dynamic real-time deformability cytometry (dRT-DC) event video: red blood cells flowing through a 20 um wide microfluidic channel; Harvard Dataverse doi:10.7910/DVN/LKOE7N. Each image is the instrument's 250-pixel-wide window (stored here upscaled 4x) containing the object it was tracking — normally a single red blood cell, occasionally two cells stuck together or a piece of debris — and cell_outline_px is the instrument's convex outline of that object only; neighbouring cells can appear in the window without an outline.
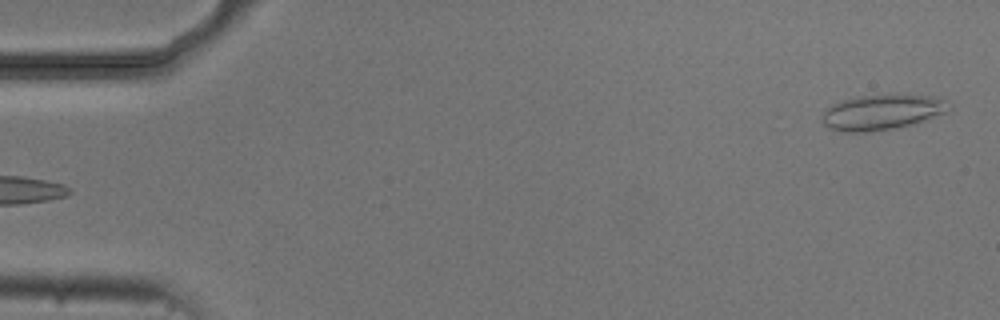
{"species": "common noctule bat (a hibernating species)", "species_latin": "Nyctalus noctula", "temperature_condition": "cold", "stored_images_in_passage": 6, "segment_of_instrument_passage": [2, 2], "camera_frame_rate_fps": 3000, "um_per_image_px": 0.085, "animal": {"sex": "male", "body_mass_g": 20.5, "forearm_length_mm": 52.5}, "frame": {"image": 1, "passage_image": 6, "time_ms": 6.0, "image_size_px": [1000, 320], "cell_outline_px": [[952, 108], [948, 112], [912, 124], [896, 128], [872, 132], [844, 132], [828, 128], [820, 120], [820, 116], [832, 104], [856, 96], [940, 96]], "centroid_in_image_um": [74.95, 9.56], "position_along_channel_um": 10.0, "area_um2": 25.89}}